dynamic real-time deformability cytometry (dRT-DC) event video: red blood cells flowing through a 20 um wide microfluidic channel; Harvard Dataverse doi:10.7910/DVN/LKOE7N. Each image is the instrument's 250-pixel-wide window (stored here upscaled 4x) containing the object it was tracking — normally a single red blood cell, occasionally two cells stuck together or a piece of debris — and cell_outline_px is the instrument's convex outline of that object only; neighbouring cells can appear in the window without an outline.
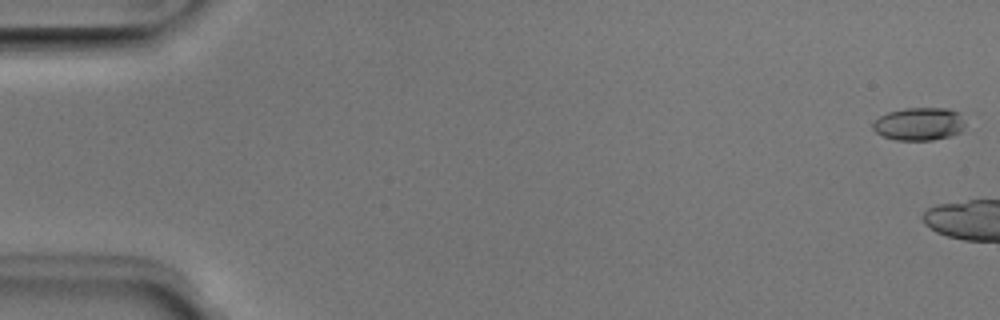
{"species": "Egyptian fruit bat (a non-hibernating species)", "species_latin": "Rousettus aegyptiacus", "temperature_condition": "room temperature", "stored_images_in_passage": 5, "camera_frame_rate_fps": 3000, "um_per_image_px": 0.085, "animal": {"sex": "male"}, "frame": {"image": 1, "passage_image": 1, "time_ms": 0.0, "image_size_px": [1000, 320], "cell_outline_px": [[964, 128], [960, 132], [952, 136], [932, 140], [896, 140], [884, 136], [876, 132], [872, 128], [872, 124], [880, 116], [888, 112], [904, 108], [948, 108], [960, 112], [964, 124]], "centroid_in_image_um": [78.15, 10.53], "position_along_channel_um": 6.9, "area_um2": 17.8}}